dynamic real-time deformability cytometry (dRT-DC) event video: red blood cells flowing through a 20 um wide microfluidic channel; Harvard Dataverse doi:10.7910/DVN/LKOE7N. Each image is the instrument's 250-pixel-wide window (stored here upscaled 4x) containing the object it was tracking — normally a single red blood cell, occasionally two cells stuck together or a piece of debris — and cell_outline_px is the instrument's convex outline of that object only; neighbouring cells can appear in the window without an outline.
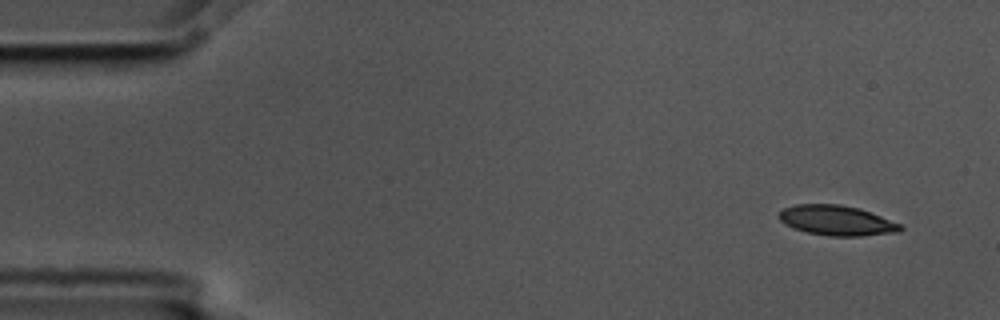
{"species": "common noctule bat (a hibernating species)", "species_latin": "Nyctalus noctula", "temperature_condition": "cold", "stored_images_in_passage": 4, "camera_frame_rate_fps": 3000, "um_per_image_px": 0.085, "animal": {"sex": "male", "body_mass_g": 17.5, "forearm_length_mm": 52.3}, "frame": {"image": 1, "passage_image": 1, "time_ms": 0.0, "image_size_px": [1000, 320], "cell_outline_px": [[904, 228], [900, 232], [860, 236], [828, 236], [808, 232], [784, 224], [780, 220], [780, 212], [784, 208], [796, 204], [840, 204], [860, 208], [900, 224]], "centroid_in_image_um": [71.14, 18.74], "position_along_channel_um": 13.9, "area_um2": 21.1}}
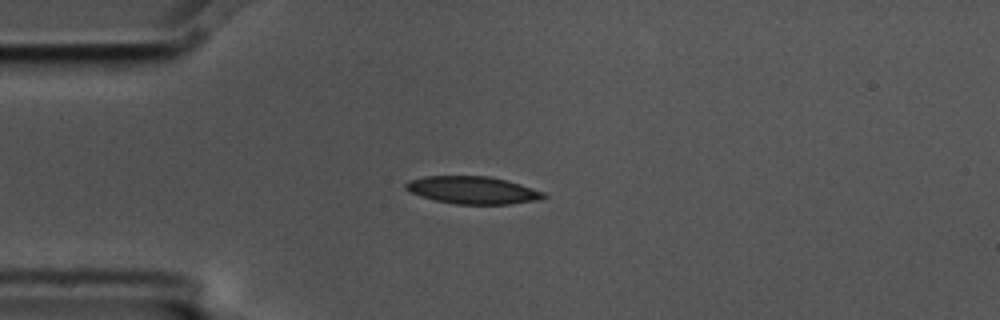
{"frame": {"image": 2, "passage_image": 4, "time_ms": 1.0, "image_size_px": [1000, 320], "cell_outline_px": [[548, 196], [540, 200], [508, 204], [456, 204], [436, 200], [420, 196], [404, 188], [404, 184], [408, 180], [424, 176], [488, 176], [520, 184], [544, 192]], "centroid_in_image_um": [40.17, 16.16], "position_along_channel_um": 44.8, "area_um2": 22.02}}